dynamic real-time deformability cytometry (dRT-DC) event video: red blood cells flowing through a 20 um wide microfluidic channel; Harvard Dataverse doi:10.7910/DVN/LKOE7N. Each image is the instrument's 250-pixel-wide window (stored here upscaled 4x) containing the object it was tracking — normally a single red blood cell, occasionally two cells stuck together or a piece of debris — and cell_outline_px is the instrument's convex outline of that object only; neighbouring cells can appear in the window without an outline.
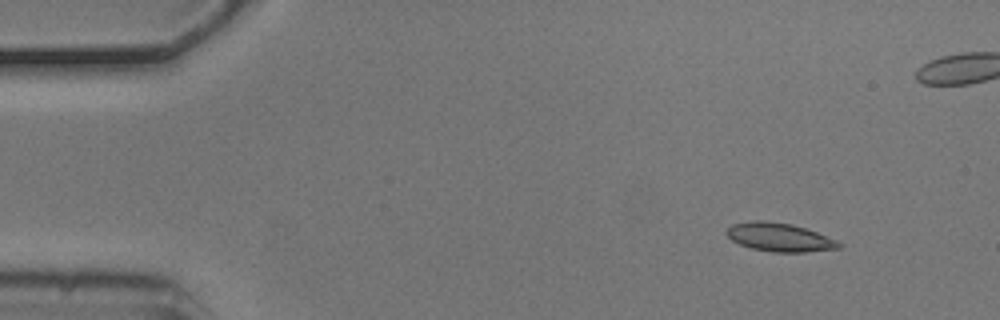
{"species": "common noctule bat (a hibernating species)", "species_latin": "Nyctalus noctula", "temperature_condition": "cold", "stored_images_in_passage": 6, "camera_frame_rate_fps": 3000, "um_per_image_px": 0.085, "animal": {"sex": "male", "body_mass_g": 20.5, "forearm_length_mm": 52.5}, "frame": {"image": 1, "passage_image": 2, "time_ms": 0.333, "image_size_px": [1000, 320], "cell_outline_px": [[844, 244], [840, 248], [804, 252], [772, 252], [752, 248], [740, 244], [732, 240], [724, 232], [732, 224], [752, 220], [764, 220], [792, 224], [816, 232], [836, 240]], "centroid_in_image_um": [66.24, 20.16], "position_along_channel_um": 18.8, "area_um2": 18.61}}